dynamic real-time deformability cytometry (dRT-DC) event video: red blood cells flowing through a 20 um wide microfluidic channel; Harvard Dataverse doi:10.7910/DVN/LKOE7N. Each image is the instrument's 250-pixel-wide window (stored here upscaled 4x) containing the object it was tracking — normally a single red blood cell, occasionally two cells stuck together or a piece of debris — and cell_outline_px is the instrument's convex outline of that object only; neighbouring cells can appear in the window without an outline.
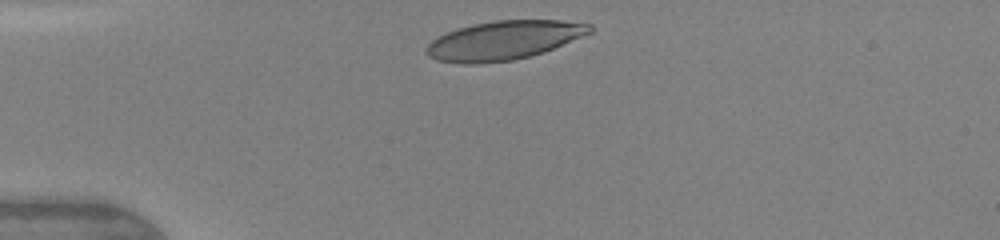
{"species": "human", "species_latin": "Homo sapiens", "temperature_condition": "warm", "stored_images_in_passage": 2, "camera_frame_rate_fps": 3000, "um_per_image_px": 0.085, "donor": {"sex": "female"}, "frame": {"image": 1, "passage_image": 1, "time_ms": 0.0, "image_size_px": [1000, 240], "cell_outline_px": [[592, 32], [544, 52], [512, 60], [472, 64], [464, 64], [436, 60], [428, 56], [424, 52], [424, 48], [436, 36], [472, 24], [496, 20], [560, 20], [592, 24]], "centroid_in_image_um": [42.79, 3.43], "position_along_channel_um": 42.2, "area_um2": 36.99}}